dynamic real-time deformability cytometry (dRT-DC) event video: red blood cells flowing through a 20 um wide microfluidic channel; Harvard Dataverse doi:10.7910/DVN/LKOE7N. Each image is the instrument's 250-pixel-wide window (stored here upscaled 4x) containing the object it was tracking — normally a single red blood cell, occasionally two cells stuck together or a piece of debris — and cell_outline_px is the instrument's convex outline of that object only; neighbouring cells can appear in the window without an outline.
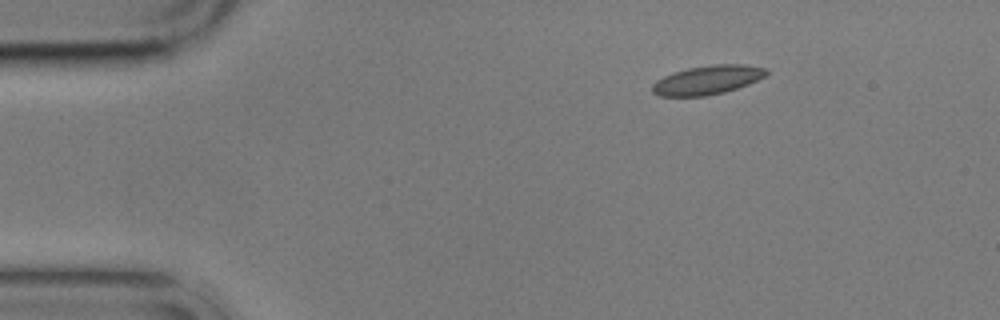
{"species": "common noctule bat (a hibernating species)", "species_latin": "Nyctalus noctula", "temperature_condition": "cold", "stored_images_in_passage": 3, "camera_frame_rate_fps": 3000, "um_per_image_px": 0.085, "animal": {"sex": "male", "body_mass_g": 17.9}, "frame": {"image": 1, "passage_image": 1, "time_ms": 0.0, "image_size_px": [1000, 320], "cell_outline_px": [[768, 72], [764, 76], [748, 84], [724, 92], [704, 96], [660, 96], [652, 92], [652, 84], [656, 80], [672, 72], [688, 68], [712, 64], [744, 64], [768, 68]], "centroid_in_image_um": [60.11, 6.78], "position_along_channel_um": 24.9, "area_um2": 19.25}}